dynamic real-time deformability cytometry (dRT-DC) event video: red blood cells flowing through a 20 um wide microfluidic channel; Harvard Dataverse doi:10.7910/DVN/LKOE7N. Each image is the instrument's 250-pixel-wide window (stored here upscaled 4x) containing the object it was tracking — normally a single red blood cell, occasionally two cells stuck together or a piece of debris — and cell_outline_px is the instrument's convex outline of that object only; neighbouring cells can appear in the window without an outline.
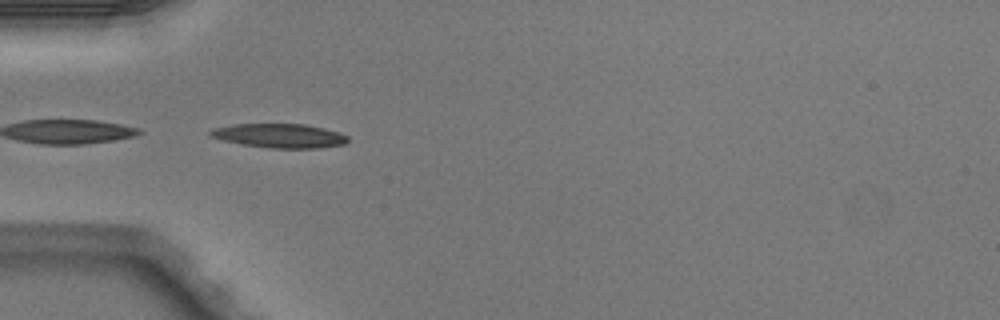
{"species": "Egyptian fruit bat (a non-hibernating species)", "species_latin": "Rousettus aegyptiacus", "temperature_condition": "warm", "stored_images_in_passage": 6, "camera_frame_rate_fps": 3000, "um_per_image_px": 0.085, "animal": {"sex": "male"}, "frame": {"image": 1, "passage_image": 4, "time_ms": 1.0, "image_size_px": [1000, 320], "cell_outline_px": [[348, 140], [344, 144], [316, 148], [272, 148], [240, 144], [208, 136], [208, 132], [216, 128], [232, 124], [304, 124], [324, 128], [340, 132], [348, 136]], "centroid_in_image_um": [23.77, 11.53], "position_along_channel_um": 61.2, "area_um2": 19.25}}
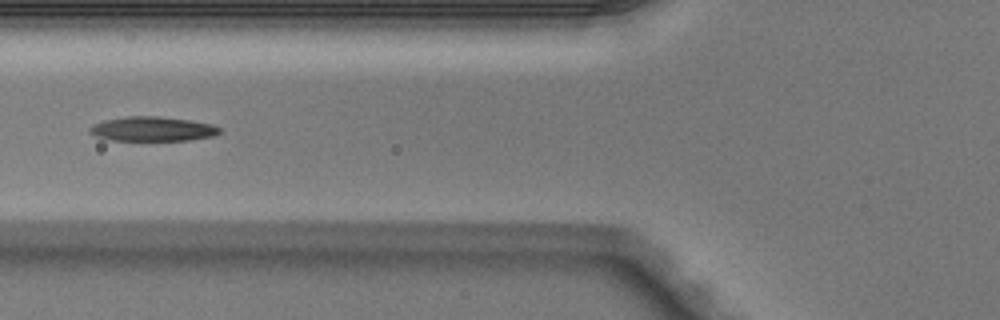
{"frame": {"image": 2, "passage_image": 5, "time_ms": 1.333, "image_size_px": [1000, 320], "cell_outline_px": [[220, 132], [212, 136], [188, 140], [112, 140], [96, 136], [88, 132], [88, 128], [92, 124], [104, 120], [128, 116], [160, 116], [188, 120], [212, 124], [220, 128]], "centroid_in_image_um": [12.92, 10.95], "position_along_channel_um": 112.9, "area_um2": 18.44}}
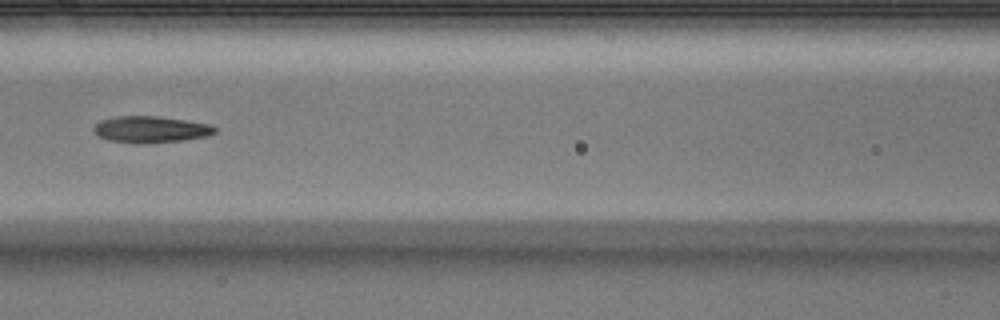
{"frame": {"image": 3, "passage_image": 6, "time_ms": 1.667, "image_size_px": [1000, 320], "cell_outline_px": [[216, 132], [208, 136], [180, 140], [144, 144], [108, 140], [92, 132], [92, 128], [100, 120], [116, 116], [156, 116], [212, 124], [216, 128]], "centroid_in_image_um": [12.79, 10.99], "position_along_channel_um": 153.8, "area_um2": 18.73}}